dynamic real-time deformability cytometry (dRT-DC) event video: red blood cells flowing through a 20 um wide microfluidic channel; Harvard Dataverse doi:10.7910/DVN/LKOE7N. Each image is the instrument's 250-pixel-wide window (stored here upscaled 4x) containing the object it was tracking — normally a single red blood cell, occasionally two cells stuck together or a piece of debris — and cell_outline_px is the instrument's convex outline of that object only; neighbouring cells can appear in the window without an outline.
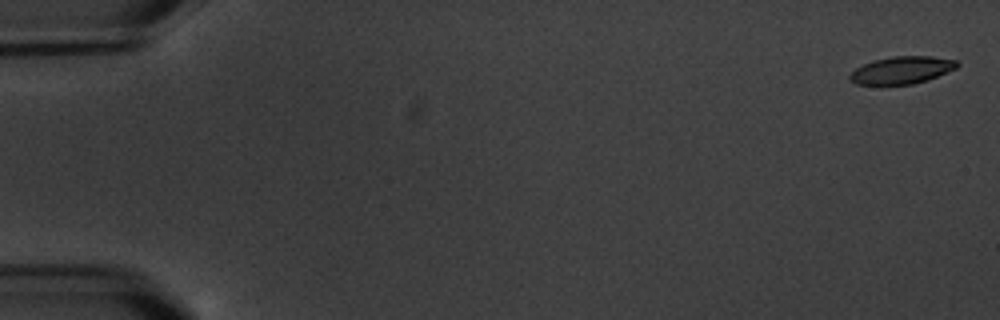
{"species": "common noctule bat (a hibernating species)", "species_latin": "Nyctalus noctula", "temperature_condition": "warm", "stored_images_in_passage": 5, "camera_frame_rate_fps": 3000, "um_per_image_px": 0.085, "animal": {"sex": "male", "body_mass_g": 20.1, "forearm_length_mm": 53.5}, "frame": {"image": 1, "passage_image": 1, "time_ms": 0.0, "image_size_px": [1000, 320], "cell_outline_px": [[960, 64], [956, 68], [928, 80], [912, 84], [856, 84], [848, 80], [848, 76], [856, 68], [872, 60], [892, 56], [932, 56], [956, 60]], "centroid_in_image_um": [76.64, 5.95], "position_along_channel_um": 8.4, "area_um2": 17.11}}
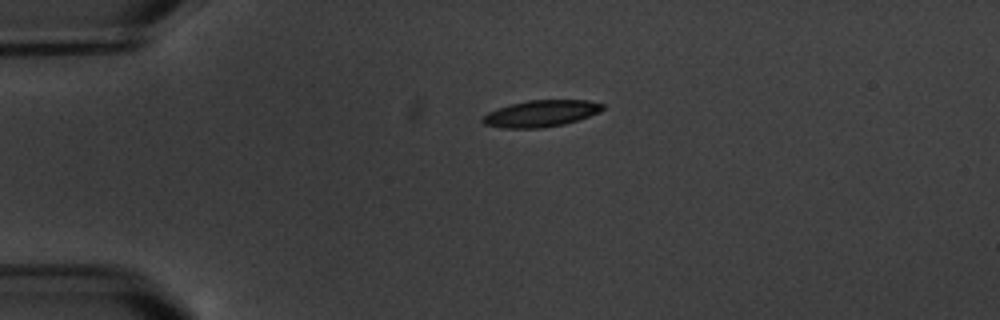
{"frame": {"image": 2, "passage_image": 4, "time_ms": 4.333, "image_size_px": [1000, 320], "cell_outline_px": [[604, 108], [600, 112], [564, 124], [540, 128], [504, 128], [484, 124], [480, 120], [488, 112], [496, 108], [528, 100], [588, 100], [604, 104]], "centroid_in_image_um": [45.97, 9.64], "position_along_channel_um": 39.0, "area_um2": 18.5}}